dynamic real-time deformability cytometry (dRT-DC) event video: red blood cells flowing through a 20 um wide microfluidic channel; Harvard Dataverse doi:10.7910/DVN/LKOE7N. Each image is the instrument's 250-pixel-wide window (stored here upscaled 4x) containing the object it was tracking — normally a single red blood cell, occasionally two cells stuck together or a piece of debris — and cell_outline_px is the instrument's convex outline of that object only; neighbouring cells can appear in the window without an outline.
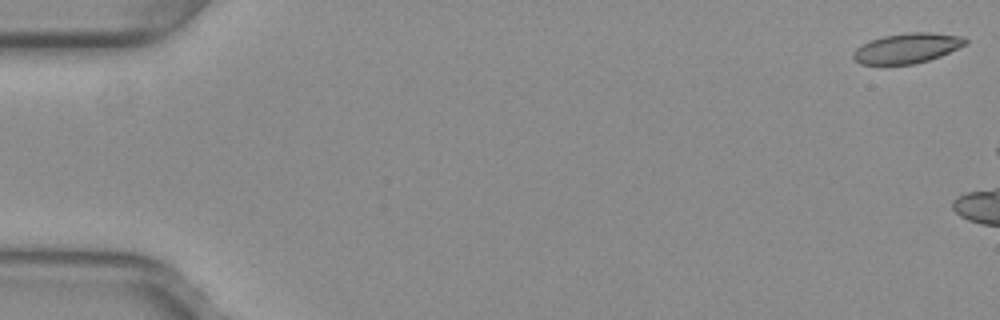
{"species": "common noctule bat (a hibernating species)", "species_latin": "Nyctalus noctula", "temperature_condition": "warm", "stored_images_in_passage": 9, "camera_frame_rate_fps": 3000, "um_per_image_px": 0.085, "animal": {"sex": "female", "body_mass_g": 29.2, "forearm_length_mm": 56.3}, "frame": {"image": 1, "passage_image": 1, "time_ms": 0.0, "image_size_px": [1000, 320], "cell_outline_px": [[968, 44], [940, 56], [916, 64], [860, 64], [852, 56], [852, 52], [860, 44], [868, 40], [884, 36], [908, 32], [932, 32], [964, 36], [968, 40]], "centroid_in_image_um": [77.11, 4.08], "position_along_channel_um": 7.9, "area_um2": 19.88}}